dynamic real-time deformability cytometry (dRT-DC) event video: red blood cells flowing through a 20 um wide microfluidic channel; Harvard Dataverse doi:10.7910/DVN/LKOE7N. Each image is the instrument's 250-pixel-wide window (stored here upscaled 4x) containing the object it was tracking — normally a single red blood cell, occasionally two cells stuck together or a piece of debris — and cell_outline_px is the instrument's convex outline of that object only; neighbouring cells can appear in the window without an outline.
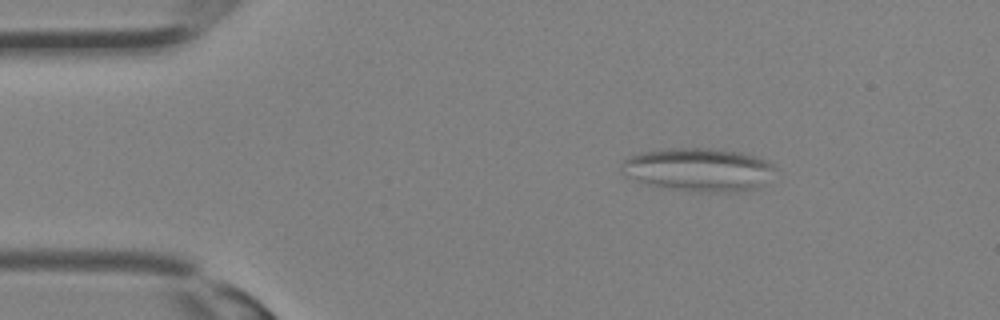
{"species": "Egyptian fruit bat (a non-hibernating species)", "species_latin": "Rousettus aegyptiacus", "temperature_condition": "room temperature", "stored_images_in_passage": 28, "camera_frame_rate_fps": 3000, "um_per_image_px": 0.085, "animal": {"sex": "female"}, "frame": {"image": 1, "passage_image": 1, "time_ms": 0.0, "image_size_px": [1000, 320], "cell_outline_px": [[776, 168], [756, 188], [736, 192], [688, 192], [664, 188], [636, 180], [624, 176], [620, 168], [620, 164], [628, 156], [636, 152], [672, 148], [708, 148], [740, 152], [756, 156], [772, 164]], "centroid_in_image_um": [59.28, 14.42], "position_along_channel_um": 25.7, "area_um2": 38.9}}
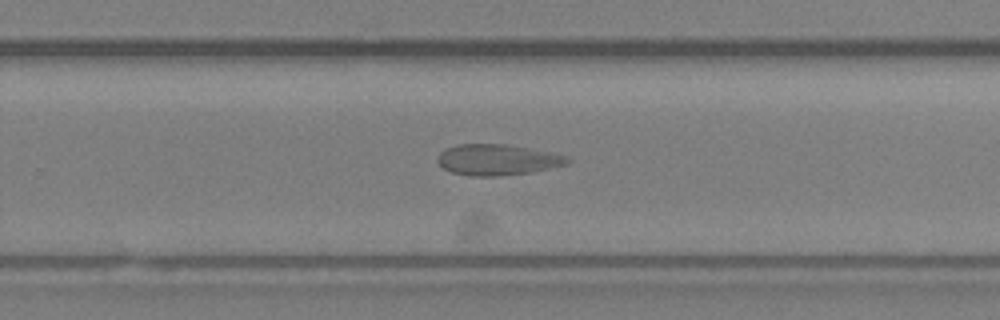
{"frame": {"image": 2, "passage_image": 17, "time_ms": 5.333, "image_size_px": [1000, 320], "cell_outline_px": [[572, 160], [568, 164], [532, 172], [500, 176], [472, 176], [452, 172], [444, 168], [436, 160], [440, 152], [456, 144], [504, 144], [528, 148], [568, 156]], "centroid_in_image_um": [42.29, 13.58], "position_along_channel_um": 287.5, "area_um2": 23.29}}
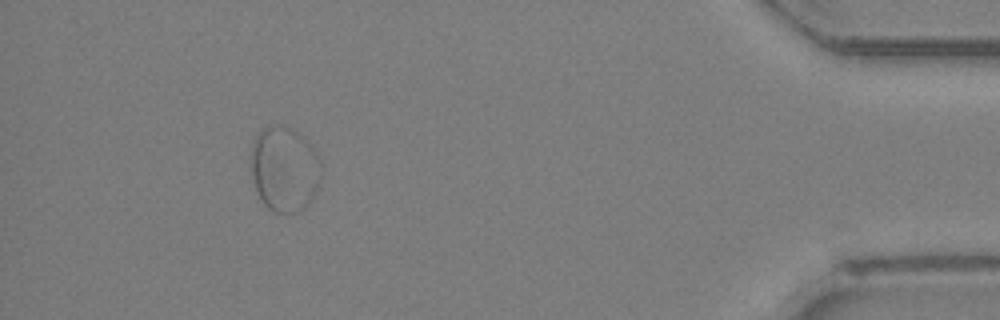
{"frame": {"image": 3, "passage_image": 26, "time_ms": 8.333, "image_size_px": [1000, 320], "cell_outline_px": [[320, 180], [316, 192], [304, 208], [296, 212], [276, 212], [268, 208], [260, 200], [252, 176], [252, 144], [256, 136], [268, 124], [292, 128], [316, 152], [320, 160]], "centroid_in_image_um": [24.17, 14.38], "position_along_channel_um": 411.0, "area_um2": 34.33}}